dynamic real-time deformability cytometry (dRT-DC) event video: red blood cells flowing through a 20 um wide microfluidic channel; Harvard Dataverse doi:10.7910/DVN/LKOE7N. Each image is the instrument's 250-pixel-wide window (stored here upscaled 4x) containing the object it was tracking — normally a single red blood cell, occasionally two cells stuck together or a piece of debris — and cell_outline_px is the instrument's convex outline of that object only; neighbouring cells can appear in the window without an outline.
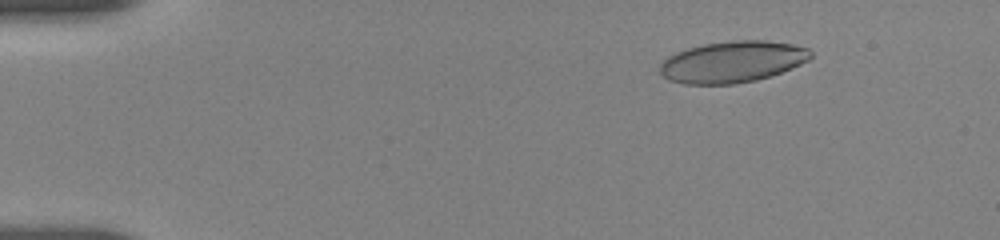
{"species": "human", "species_latin": "Homo sapiens", "temperature_condition": "room temperature", "stored_images_in_passage": 21, "camera_frame_rate_fps": 3000, "um_per_image_px": 0.085, "donor": {"sex": "female"}, "frame": {"image": 1, "passage_image": 7, "time_ms": 2.333, "image_size_px": [1000, 240], "cell_outline_px": [[812, 56], [808, 60], [792, 68], [756, 80], [736, 84], [684, 84], [668, 80], [660, 72], [660, 64], [668, 56], [676, 52], [688, 48], [704, 44], [732, 40], [764, 40], [792, 44], [808, 48], [812, 52]], "centroid_in_image_um": [62.25, 5.25], "position_along_channel_um": 22.8, "area_um2": 36.36}}
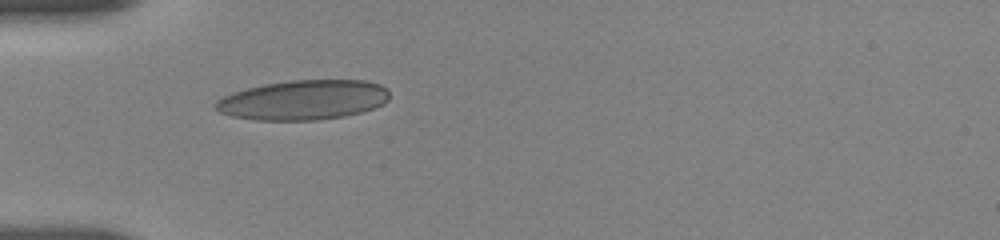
{"frame": {"image": 2, "passage_image": 17, "time_ms": 5.667, "image_size_px": [1000, 240], "cell_outline_px": [[388, 100], [372, 108], [360, 112], [344, 116], [316, 120], [256, 120], [232, 116], [220, 112], [212, 104], [216, 100], [232, 92], [264, 84], [292, 80], [364, 80], [380, 84], [388, 88]], "centroid_in_image_um": [25.76, 8.49], "position_along_channel_um": 59.2, "area_um2": 40.17}}
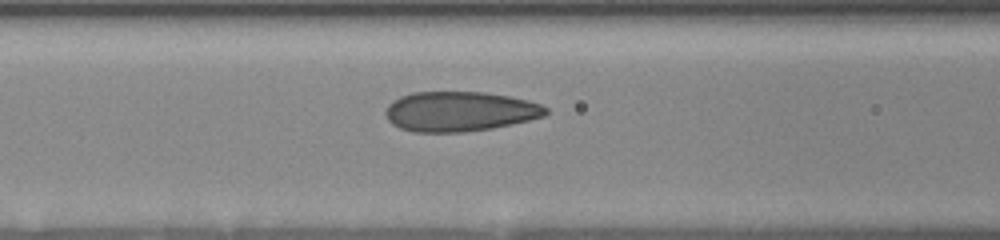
{"frame": {"image": 3, "passage_image": 21, "time_ms": 7.667, "image_size_px": [1000, 240], "cell_outline_px": [[548, 112], [544, 116], [528, 120], [492, 128], [464, 132], [416, 132], [400, 128], [392, 124], [388, 120], [384, 112], [388, 104], [392, 100], [400, 96], [412, 92], [484, 92], [508, 96], [528, 100], [540, 104], [548, 108]], "centroid_in_image_um": [39.04, 9.47], "position_along_channel_um": 127.6, "area_um2": 37.28}}